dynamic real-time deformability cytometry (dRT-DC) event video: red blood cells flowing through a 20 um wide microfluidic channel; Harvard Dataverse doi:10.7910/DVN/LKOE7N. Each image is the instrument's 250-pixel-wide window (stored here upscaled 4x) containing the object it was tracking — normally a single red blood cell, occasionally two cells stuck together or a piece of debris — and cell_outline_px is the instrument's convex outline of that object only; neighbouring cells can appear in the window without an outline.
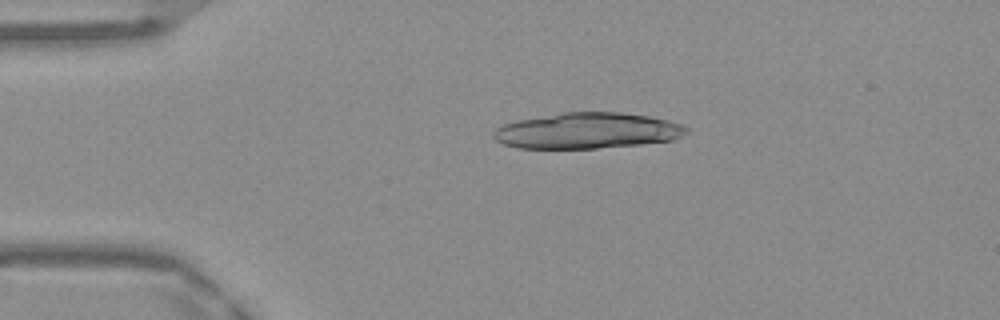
{"species": "Egyptian fruit bat (a non-hibernating species)", "species_latin": "Rousettus aegyptiacus", "temperature_condition": "warm", "stored_images_in_passage": 9, "camera_frame_rate_fps": 3000, "um_per_image_px": 0.085, "frame": {"image": 1, "passage_image": 2, "time_ms": 0.333, "image_size_px": [1000, 320], "cell_outline_px": [[660, 140], [584, 148], [536, 148], [600, 116], [636, 116], [656, 120]], "centroid_in_image_um": [51.67, 11.3], "position_along_channel_um": 33.3, "area_um2": 18.38}}